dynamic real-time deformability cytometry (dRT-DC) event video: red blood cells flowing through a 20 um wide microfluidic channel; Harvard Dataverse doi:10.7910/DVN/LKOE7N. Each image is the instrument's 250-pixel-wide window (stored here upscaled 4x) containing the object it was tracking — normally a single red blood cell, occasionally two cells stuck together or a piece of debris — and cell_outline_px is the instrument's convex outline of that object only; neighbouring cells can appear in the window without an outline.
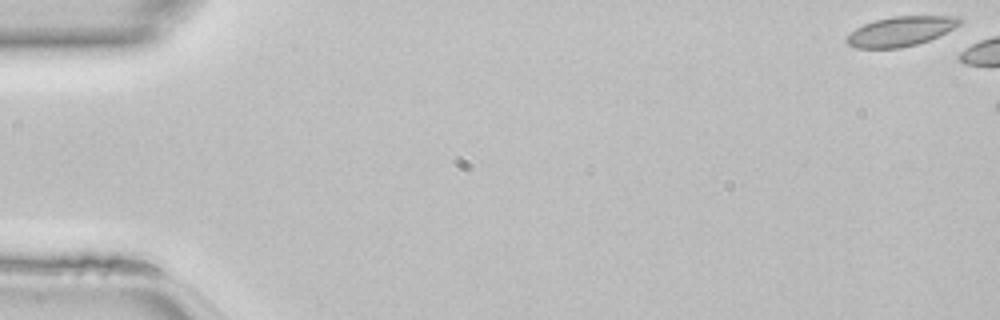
{"species": "common noctule bat (a hibernating species)", "species_latin": "Nyctalus noctula", "temperature_condition": "room temperature", "stored_images_in_passage": 6, "camera_frame_rate_fps": 3000, "um_per_image_px": 0.085, "animal": {"sex": "female", "body_mass_g": 22.7, "forearm_length_mm": 54.2}, "frame": {"image": 1, "passage_image": 1, "time_ms": 0.0, "image_size_px": [1000, 320], "cell_outline_px": [[964, 20], [960, 24], [928, 40], [916, 44], [900, 48], [856, 48], [848, 44], [844, 40], [856, 28], [864, 24], [876, 20], [892, 16], [960, 16]], "centroid_in_image_um": [76.55, 2.65], "position_along_channel_um": 8.4, "area_um2": 19.31}}